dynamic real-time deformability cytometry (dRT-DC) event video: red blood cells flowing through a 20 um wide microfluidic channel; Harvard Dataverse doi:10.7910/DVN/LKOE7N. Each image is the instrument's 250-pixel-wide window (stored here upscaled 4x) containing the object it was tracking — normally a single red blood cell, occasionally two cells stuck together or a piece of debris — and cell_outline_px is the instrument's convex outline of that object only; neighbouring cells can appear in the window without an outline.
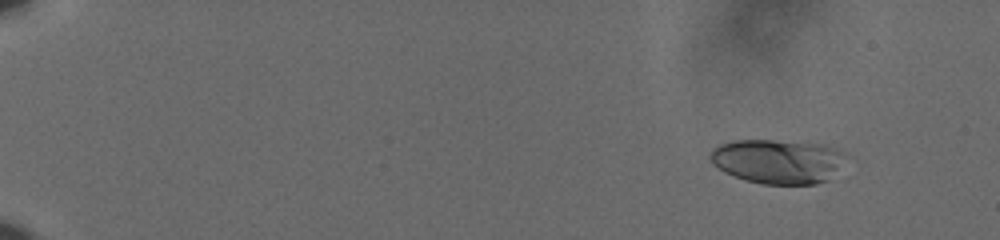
{"species": "human", "species_latin": "Homo sapiens", "temperature_condition": "cold", "stored_images_in_passage": 54, "camera_frame_rate_fps": 3000, "um_per_image_px": 0.085, "donor": {"sex": "male"}, "frame": {"image": 1, "passage_image": 1, "time_ms": 0.0, "image_size_px": [1000, 240], "cell_outline_px": [[844, 152], [828, 180], [816, 184], [764, 184], [744, 180], [724, 172], [712, 164], [708, 156], [712, 148], [720, 144], [732, 140], [772, 140], [824, 144]], "centroid_in_image_um": [65.98, 13.7], "position_along_channel_um": 19.0, "area_um2": 34.68}}
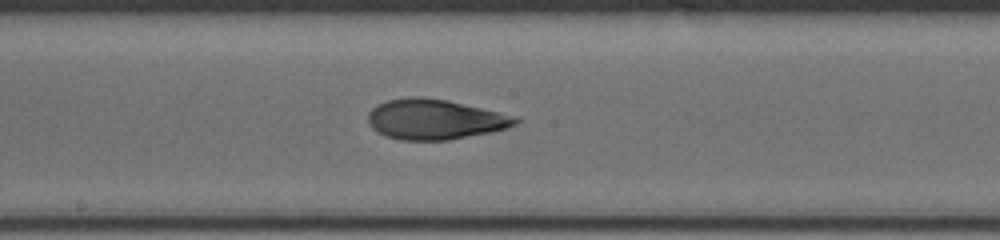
{"frame": {"image": 2, "passage_image": 30, "time_ms": 9.667, "image_size_px": [1000, 240], "cell_outline_px": [[524, 120], [508, 128], [492, 132], [448, 140], [400, 140], [384, 136], [376, 132], [368, 124], [368, 112], [376, 104], [388, 100], [408, 96], [420, 96], [448, 100], [520, 116]], "centroid_in_image_um": [37.0, 10.14], "position_along_channel_um": 211.2, "area_um2": 35.26}}
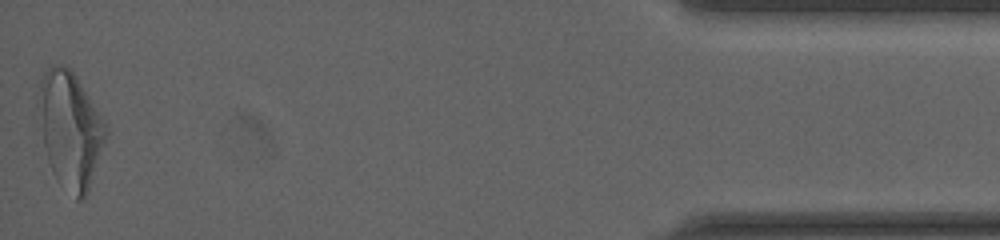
{"frame": {"image": 3, "passage_image": 54, "time_ms": 17.667, "image_size_px": [1000, 240], "cell_outline_px": [[108, 132], [88, 192], [84, 200], [76, 200], [56, 180], [52, 172], [48, 160], [44, 144], [36, 100], [36, 92], [40, 80], [44, 72], [52, 64], [64, 64], [72, 68], [100, 116]], "centroid_in_image_um": [5.93, 10.99], "position_along_channel_um": 429.3, "area_um2": 45.66}, "authors_computed_cell_mechanics": {"area_um2": 33.9286, "velocity_mm_per_s": 3.6226, "shape_relaxation_time_tau1_ms": 5.7739, "shape_relaxation_time_tau2_ms": 1.7038, "deformation_change_tau1": 0.2008, "deformation_change_tau2": 0.0823}}